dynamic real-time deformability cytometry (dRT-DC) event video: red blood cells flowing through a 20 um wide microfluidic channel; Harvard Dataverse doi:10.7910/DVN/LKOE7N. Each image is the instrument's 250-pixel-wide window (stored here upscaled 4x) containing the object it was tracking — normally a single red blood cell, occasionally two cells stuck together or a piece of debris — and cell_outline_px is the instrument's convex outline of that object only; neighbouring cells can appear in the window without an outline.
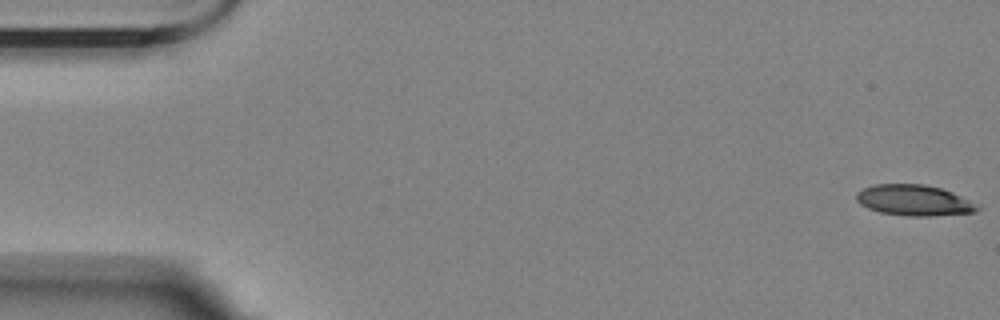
{"species": "Egyptian fruit bat (a non-hibernating species)", "species_latin": "Rousettus aegyptiacus", "temperature_condition": "room temperature", "stored_images_in_passage": 6, "camera_frame_rate_fps": 3000, "um_per_image_px": 0.085, "animal": {"sex": "female"}, "frame": {"image": 1, "passage_image": 1, "time_ms": 0.0, "image_size_px": [1000, 320], "cell_outline_px": [[980, 208], [976, 212], [928, 216], [908, 216], [880, 212], [868, 208], [860, 204], [856, 200], [856, 192], [864, 188], [876, 184], [924, 184], [940, 188], [952, 192], [980, 204]], "centroid_in_image_um": [77.72, 17.02], "position_along_channel_um": 7.3, "area_um2": 21.79}}
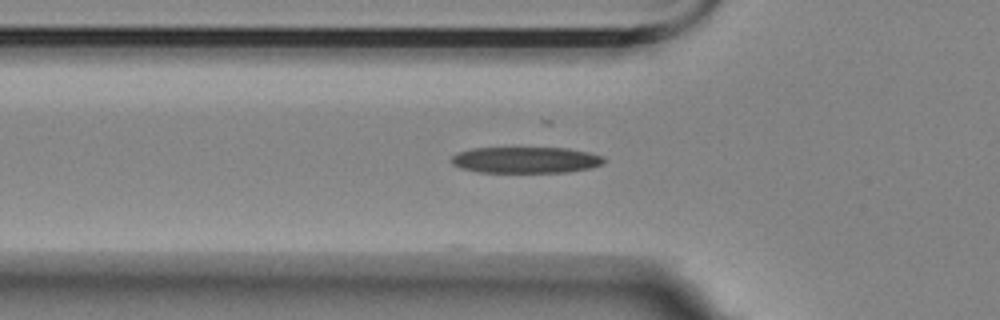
{"frame": {"image": 2, "passage_image": 6, "time_ms": 6.0, "image_size_px": [1000, 320], "cell_outline_px": [[608, 160], [604, 164], [592, 168], [568, 172], [480, 172], [460, 168], [452, 164], [452, 156], [456, 152], [472, 148], [568, 148], [588, 152], [604, 156]], "centroid_in_image_um": [44.74, 13.6], "position_along_channel_um": 81.1, "area_um2": 23.58}}